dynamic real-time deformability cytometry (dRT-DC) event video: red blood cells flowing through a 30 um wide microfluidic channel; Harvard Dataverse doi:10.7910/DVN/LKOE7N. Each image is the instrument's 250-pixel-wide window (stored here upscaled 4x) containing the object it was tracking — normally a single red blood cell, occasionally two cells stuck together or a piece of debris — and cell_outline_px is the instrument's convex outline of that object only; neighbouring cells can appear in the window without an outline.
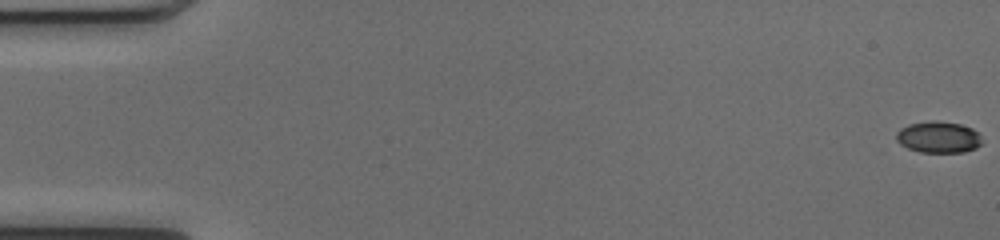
{"species": "common noctule bat (a hibernating species)", "species_latin": "Nyctalus noctula", "temperature_condition": "cold", "stored_images_in_passage": 52, "camera_frame_rate_fps": 3000, "um_per_image_px": 0.085, "animal": {"sex": "female", "body_mass_g": 17.0, "forearm_length_mm": 48.0}, "frame": {"image": 1, "passage_image": 1, "time_ms": 0.0, "image_size_px": [1000, 240], "cell_outline_px": [[980, 144], [976, 148], [964, 152], [920, 152], [908, 148], [900, 144], [896, 140], [896, 132], [900, 128], [908, 124], [932, 120], [936, 120], [960, 124], [972, 128], [980, 136]], "centroid_in_image_um": [79.73, 11.65], "position_along_channel_um": 5.3, "area_um2": 15.72}}
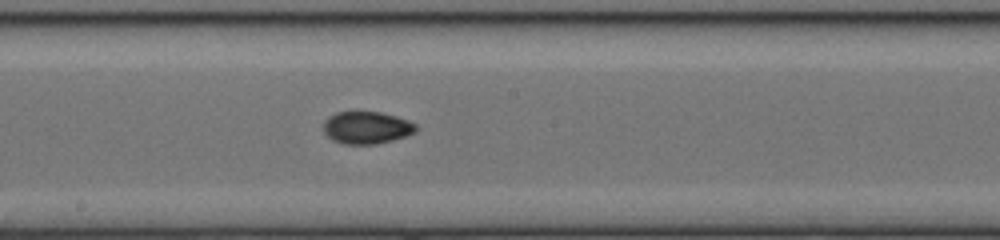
{"frame": {"image": 2, "passage_image": 29, "time_ms": 9.333, "image_size_px": [1000, 240], "cell_outline_px": [[416, 132], [392, 140], [372, 144], [344, 144], [332, 140], [324, 132], [324, 120], [328, 116], [336, 112], [380, 112], [396, 116], [408, 120], [416, 124]], "centroid_in_image_um": [31.14, 10.84], "position_along_channel_um": 217.1, "area_um2": 17.34}}
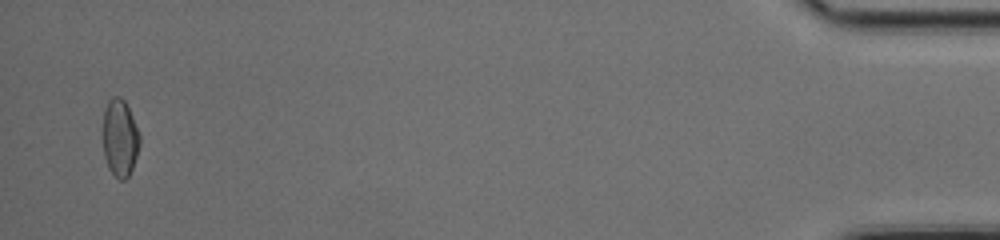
{"frame": {"image": 3, "passage_image": 51, "time_ms": 16.667, "image_size_px": [1000, 240], "cell_outline_px": [[140, 144], [132, 168], [128, 176], [124, 180], [120, 180], [108, 168], [104, 156], [104, 108], [108, 100], [112, 96], [120, 96], [124, 100], [132, 116], [140, 136]], "centroid_in_image_um": [10.19, 11.71], "position_along_channel_um": 425.0, "area_um2": 16.36}, "authors_computed_cell_mechanics": {"area_um2": 16.5886, "velocity_mm_per_s": 4.066, "shape_relaxation_time_tau1_ms": null, "shape_relaxation_time_tau2_ms": 1.6368, "deformation_change_tau1": null, "deformation_change_tau2": 0.0507}}